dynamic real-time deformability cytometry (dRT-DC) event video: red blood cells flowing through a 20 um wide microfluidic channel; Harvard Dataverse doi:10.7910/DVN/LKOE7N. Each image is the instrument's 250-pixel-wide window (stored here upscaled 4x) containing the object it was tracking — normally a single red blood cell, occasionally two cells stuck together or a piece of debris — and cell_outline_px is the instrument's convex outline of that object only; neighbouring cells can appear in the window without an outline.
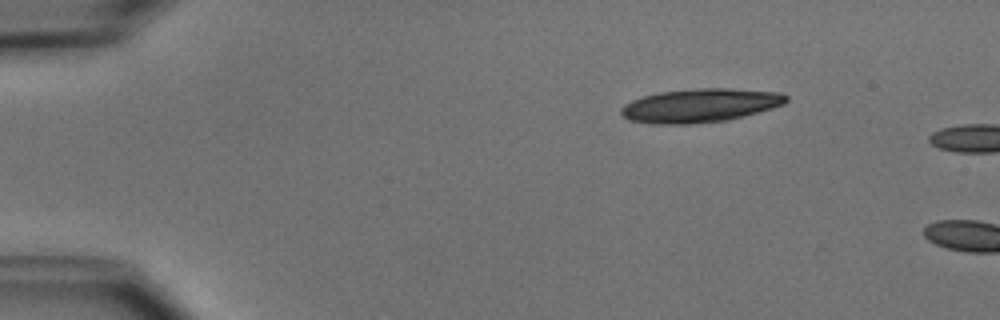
{"species": "common noctule bat (a hibernating species)", "species_latin": "Nyctalus noctula", "temperature_condition": "cold", "stored_images_in_passage": 2, "camera_frame_rate_fps": 3000, "um_per_image_px": 0.085, "animal": {"sex": "male", "body_mass_g": 15.6}, "frame": {"image": 1, "passage_image": 1, "time_ms": 0.0, "image_size_px": [1000, 320], "cell_outline_px": [[788, 100], [784, 104], [772, 108], [744, 116], [728, 120], [688, 124], [652, 124], [628, 120], [620, 112], [620, 108], [624, 104], [632, 100], [644, 96], [660, 92], [700, 88], [724, 88], [780, 92], [788, 96]], "centroid_in_image_um": [59.5, 8.97], "position_along_channel_um": 25.5, "area_um2": 32.37}}